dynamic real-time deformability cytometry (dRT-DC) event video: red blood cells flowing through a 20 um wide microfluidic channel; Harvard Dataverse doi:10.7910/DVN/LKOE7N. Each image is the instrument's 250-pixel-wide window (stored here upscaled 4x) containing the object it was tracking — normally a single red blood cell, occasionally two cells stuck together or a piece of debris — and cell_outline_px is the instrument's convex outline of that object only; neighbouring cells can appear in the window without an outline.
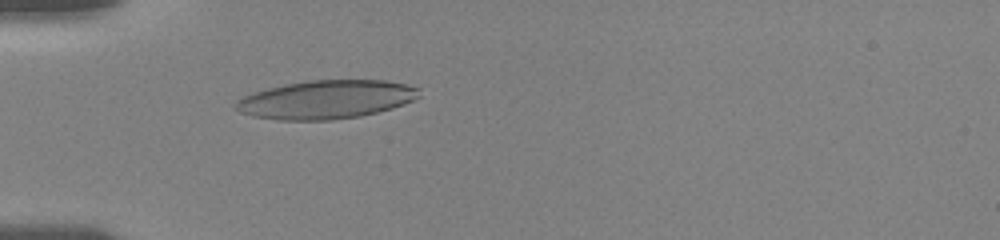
{"species": "human", "species_latin": "Homo sapiens", "temperature_condition": "room temperature", "stored_images_in_passage": 7, "camera_frame_rate_fps": 3000, "um_per_image_px": 0.085, "donor": {"sex": "female"}, "frame": {"image": 1, "passage_image": 2, "time_ms": 0.333, "image_size_px": [1000, 240], "cell_outline_px": [[420, 96], [404, 104], [392, 108], [360, 116], [332, 120], [276, 120], [252, 116], [240, 112], [232, 104], [236, 100], [244, 96], [268, 88], [284, 84], [308, 80], [384, 80], [404, 84], [420, 88]], "centroid_in_image_um": [27.7, 8.46], "position_along_channel_um": 57.3, "area_um2": 41.21}}
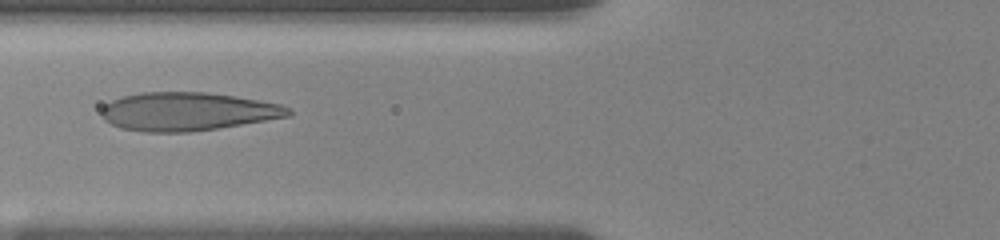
{"frame": {"image": 2, "passage_image": 5, "time_ms": 2.0, "image_size_px": [1000, 240], "cell_outline_px": [[292, 116], [192, 132], [144, 132], [120, 128], [104, 120], [100, 112], [100, 108], [104, 104], [112, 100], [124, 96], [140, 92], [204, 92], [232, 96], [280, 104], [292, 108]], "centroid_in_image_um": [15.91, 9.48], "position_along_channel_um": 109.9, "area_um2": 41.85}}